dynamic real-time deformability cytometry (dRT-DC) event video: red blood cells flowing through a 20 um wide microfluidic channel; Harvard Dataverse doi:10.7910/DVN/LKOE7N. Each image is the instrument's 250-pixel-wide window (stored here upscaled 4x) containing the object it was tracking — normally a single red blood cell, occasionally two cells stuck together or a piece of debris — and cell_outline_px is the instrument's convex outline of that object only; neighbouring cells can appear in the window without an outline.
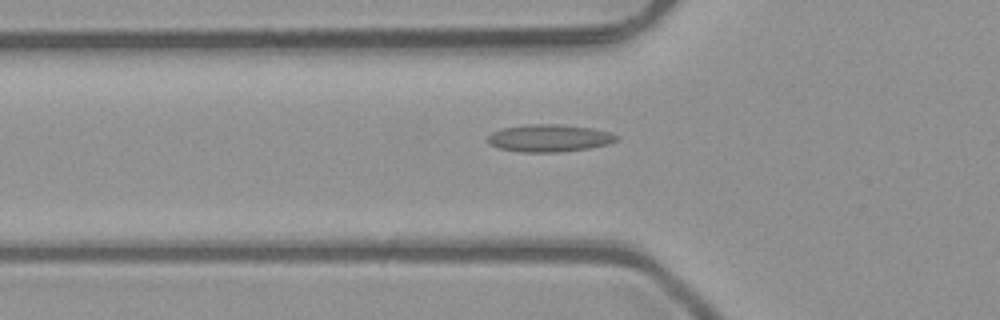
{"species": "common noctule bat (a hibernating species)", "species_latin": "Nyctalus noctula", "temperature_condition": "room temperature", "stored_images_in_passage": 51, "camera_frame_rate_fps": 3000, "um_per_image_px": 0.085, "animal": {"sex": "male", "body_mass_g": 23.1, "forearm_length_mm": 52.7}, "frame": {"image": 1, "passage_image": 18, "time_ms": 5.667, "image_size_px": [1000, 320], "cell_outline_px": [[620, 136], [616, 140], [608, 144], [588, 148], [560, 152], [520, 152], [500, 148], [488, 144], [488, 136], [492, 132], [500, 128], [528, 124], [556, 124], [592, 128], [608, 132]], "centroid_in_image_um": [46.66, 11.74], "position_along_channel_um": 79.1, "area_um2": 20.52}}
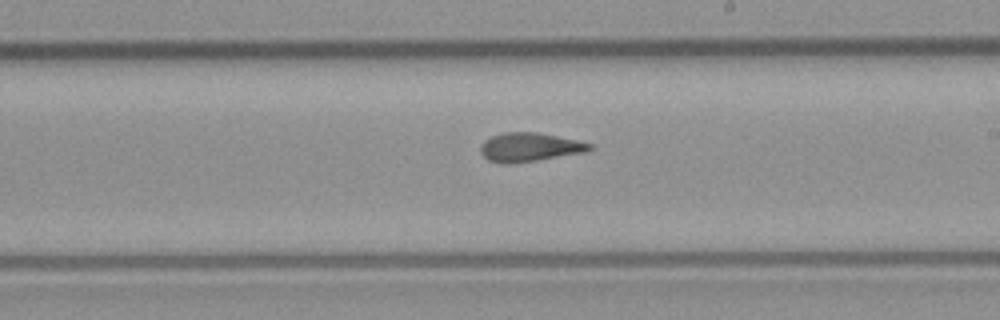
{"frame": {"image": 2, "passage_image": 30, "time_ms": 9.667, "image_size_px": [1000, 320], "cell_outline_px": [[592, 148], [584, 152], [536, 160], [508, 164], [504, 164], [488, 160], [480, 152], [480, 148], [484, 140], [492, 136], [504, 132], [536, 132], [576, 140], [592, 144]], "centroid_in_image_um": [44.96, 12.51], "position_along_channel_um": 244.0, "area_um2": 18.03}}
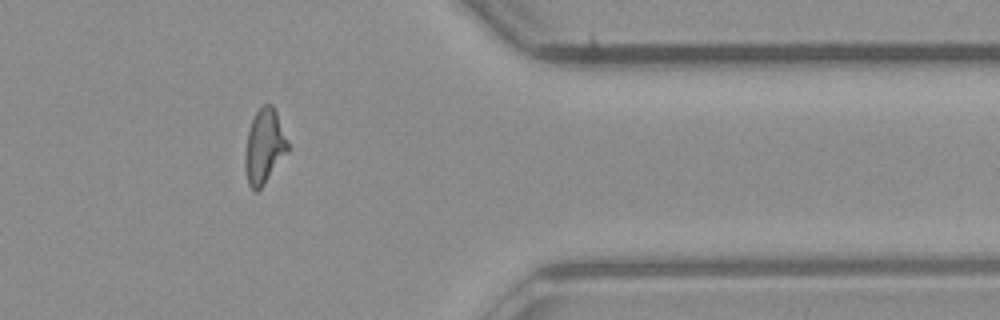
{"frame": {"image": 3, "passage_image": 42, "time_ms": 13.667, "image_size_px": [1000, 320], "cell_outline_px": [[288, 152], [264, 184], [256, 192], [252, 192], [248, 184], [244, 168], [244, 152], [248, 132], [252, 120], [256, 112], [264, 104], [272, 104], [276, 112], [288, 144]], "centroid_in_image_um": [22.43, 12.5], "position_along_channel_um": 389.0, "area_um2": 18.5}, "authors_computed_cell_mechanics": {"area_um2": 18.4382, "velocity_mm_per_s": 4.0815, "shape_relaxation_time_tau1_ms": null, "shape_relaxation_time_tau2_ms": 1.726, "deformation_change_tau1": null, "deformation_change_tau2": 0.0986}}